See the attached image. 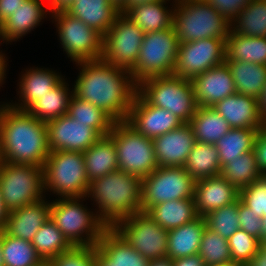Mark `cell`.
Instances as JSON below:
<instances>
[{
    "label": "cell",
    "instance_id": "32",
    "mask_svg": "<svg viewBox=\"0 0 266 266\" xmlns=\"http://www.w3.org/2000/svg\"><path fill=\"white\" fill-rule=\"evenodd\" d=\"M193 130L195 141L215 144L231 127L212 107L198 106L188 123Z\"/></svg>",
    "mask_w": 266,
    "mask_h": 266
},
{
    "label": "cell",
    "instance_id": "49",
    "mask_svg": "<svg viewBox=\"0 0 266 266\" xmlns=\"http://www.w3.org/2000/svg\"><path fill=\"white\" fill-rule=\"evenodd\" d=\"M253 152L258 170L266 175V133L263 130H259L256 135Z\"/></svg>",
    "mask_w": 266,
    "mask_h": 266
},
{
    "label": "cell",
    "instance_id": "51",
    "mask_svg": "<svg viewBox=\"0 0 266 266\" xmlns=\"http://www.w3.org/2000/svg\"><path fill=\"white\" fill-rule=\"evenodd\" d=\"M173 266H206L199 254L172 260Z\"/></svg>",
    "mask_w": 266,
    "mask_h": 266
},
{
    "label": "cell",
    "instance_id": "10",
    "mask_svg": "<svg viewBox=\"0 0 266 266\" xmlns=\"http://www.w3.org/2000/svg\"><path fill=\"white\" fill-rule=\"evenodd\" d=\"M108 135L116 147L119 170L143 179L158 167L152 139L126 121L115 122Z\"/></svg>",
    "mask_w": 266,
    "mask_h": 266
},
{
    "label": "cell",
    "instance_id": "3",
    "mask_svg": "<svg viewBox=\"0 0 266 266\" xmlns=\"http://www.w3.org/2000/svg\"><path fill=\"white\" fill-rule=\"evenodd\" d=\"M141 191L142 179L116 170L89 182L85 197L91 200L97 215L112 227L125 217L142 211Z\"/></svg>",
    "mask_w": 266,
    "mask_h": 266
},
{
    "label": "cell",
    "instance_id": "4",
    "mask_svg": "<svg viewBox=\"0 0 266 266\" xmlns=\"http://www.w3.org/2000/svg\"><path fill=\"white\" fill-rule=\"evenodd\" d=\"M50 218L73 246H96L109 228L87 198H50ZM86 202V204H84Z\"/></svg>",
    "mask_w": 266,
    "mask_h": 266
},
{
    "label": "cell",
    "instance_id": "61",
    "mask_svg": "<svg viewBox=\"0 0 266 266\" xmlns=\"http://www.w3.org/2000/svg\"><path fill=\"white\" fill-rule=\"evenodd\" d=\"M119 12L126 6L128 0H108Z\"/></svg>",
    "mask_w": 266,
    "mask_h": 266
},
{
    "label": "cell",
    "instance_id": "9",
    "mask_svg": "<svg viewBox=\"0 0 266 266\" xmlns=\"http://www.w3.org/2000/svg\"><path fill=\"white\" fill-rule=\"evenodd\" d=\"M59 45L73 64L101 59L103 36L65 10L51 13Z\"/></svg>",
    "mask_w": 266,
    "mask_h": 266
},
{
    "label": "cell",
    "instance_id": "53",
    "mask_svg": "<svg viewBox=\"0 0 266 266\" xmlns=\"http://www.w3.org/2000/svg\"><path fill=\"white\" fill-rule=\"evenodd\" d=\"M51 13L66 10L75 0H47Z\"/></svg>",
    "mask_w": 266,
    "mask_h": 266
},
{
    "label": "cell",
    "instance_id": "22",
    "mask_svg": "<svg viewBox=\"0 0 266 266\" xmlns=\"http://www.w3.org/2000/svg\"><path fill=\"white\" fill-rule=\"evenodd\" d=\"M193 198L198 216L204 217L235 202L239 198V190L220 174L195 181Z\"/></svg>",
    "mask_w": 266,
    "mask_h": 266
},
{
    "label": "cell",
    "instance_id": "58",
    "mask_svg": "<svg viewBox=\"0 0 266 266\" xmlns=\"http://www.w3.org/2000/svg\"><path fill=\"white\" fill-rule=\"evenodd\" d=\"M95 266H113V264L97 249L95 252Z\"/></svg>",
    "mask_w": 266,
    "mask_h": 266
},
{
    "label": "cell",
    "instance_id": "17",
    "mask_svg": "<svg viewBox=\"0 0 266 266\" xmlns=\"http://www.w3.org/2000/svg\"><path fill=\"white\" fill-rule=\"evenodd\" d=\"M126 122L150 139L179 128L183 122L170 111L151 105L138 91Z\"/></svg>",
    "mask_w": 266,
    "mask_h": 266
},
{
    "label": "cell",
    "instance_id": "38",
    "mask_svg": "<svg viewBox=\"0 0 266 266\" xmlns=\"http://www.w3.org/2000/svg\"><path fill=\"white\" fill-rule=\"evenodd\" d=\"M31 243L42 260L46 261L73 247L51 218L39 228Z\"/></svg>",
    "mask_w": 266,
    "mask_h": 266
},
{
    "label": "cell",
    "instance_id": "31",
    "mask_svg": "<svg viewBox=\"0 0 266 266\" xmlns=\"http://www.w3.org/2000/svg\"><path fill=\"white\" fill-rule=\"evenodd\" d=\"M146 213L167 231L198 218L194 198L171 200L152 206Z\"/></svg>",
    "mask_w": 266,
    "mask_h": 266
},
{
    "label": "cell",
    "instance_id": "27",
    "mask_svg": "<svg viewBox=\"0 0 266 266\" xmlns=\"http://www.w3.org/2000/svg\"><path fill=\"white\" fill-rule=\"evenodd\" d=\"M206 227L204 217L168 231L167 257L174 260L198 254L202 233Z\"/></svg>",
    "mask_w": 266,
    "mask_h": 266
},
{
    "label": "cell",
    "instance_id": "33",
    "mask_svg": "<svg viewBox=\"0 0 266 266\" xmlns=\"http://www.w3.org/2000/svg\"><path fill=\"white\" fill-rule=\"evenodd\" d=\"M230 68L236 92L258 99L266 84V65L225 61Z\"/></svg>",
    "mask_w": 266,
    "mask_h": 266
},
{
    "label": "cell",
    "instance_id": "64",
    "mask_svg": "<svg viewBox=\"0 0 266 266\" xmlns=\"http://www.w3.org/2000/svg\"><path fill=\"white\" fill-rule=\"evenodd\" d=\"M0 266H4V259L2 256V246H1V231H0Z\"/></svg>",
    "mask_w": 266,
    "mask_h": 266
},
{
    "label": "cell",
    "instance_id": "65",
    "mask_svg": "<svg viewBox=\"0 0 266 266\" xmlns=\"http://www.w3.org/2000/svg\"><path fill=\"white\" fill-rule=\"evenodd\" d=\"M260 249L266 253V241H259Z\"/></svg>",
    "mask_w": 266,
    "mask_h": 266
},
{
    "label": "cell",
    "instance_id": "47",
    "mask_svg": "<svg viewBox=\"0 0 266 266\" xmlns=\"http://www.w3.org/2000/svg\"><path fill=\"white\" fill-rule=\"evenodd\" d=\"M238 216L240 229L245 230L260 241L262 232L261 217L257 216L240 198L238 203Z\"/></svg>",
    "mask_w": 266,
    "mask_h": 266
},
{
    "label": "cell",
    "instance_id": "35",
    "mask_svg": "<svg viewBox=\"0 0 266 266\" xmlns=\"http://www.w3.org/2000/svg\"><path fill=\"white\" fill-rule=\"evenodd\" d=\"M225 61L266 65V37H247L231 31L226 38Z\"/></svg>",
    "mask_w": 266,
    "mask_h": 266
},
{
    "label": "cell",
    "instance_id": "18",
    "mask_svg": "<svg viewBox=\"0 0 266 266\" xmlns=\"http://www.w3.org/2000/svg\"><path fill=\"white\" fill-rule=\"evenodd\" d=\"M53 69L36 65L23 68L16 81V101L10 98L11 106L27 111L37 100L49 93L65 77L59 69Z\"/></svg>",
    "mask_w": 266,
    "mask_h": 266
},
{
    "label": "cell",
    "instance_id": "11",
    "mask_svg": "<svg viewBox=\"0 0 266 266\" xmlns=\"http://www.w3.org/2000/svg\"><path fill=\"white\" fill-rule=\"evenodd\" d=\"M0 191L9 212L41 200L46 197L43 167L1 162Z\"/></svg>",
    "mask_w": 266,
    "mask_h": 266
},
{
    "label": "cell",
    "instance_id": "16",
    "mask_svg": "<svg viewBox=\"0 0 266 266\" xmlns=\"http://www.w3.org/2000/svg\"><path fill=\"white\" fill-rule=\"evenodd\" d=\"M47 129L50 151L85 152L101 137L95 129L68 114L48 121Z\"/></svg>",
    "mask_w": 266,
    "mask_h": 266
},
{
    "label": "cell",
    "instance_id": "48",
    "mask_svg": "<svg viewBox=\"0 0 266 266\" xmlns=\"http://www.w3.org/2000/svg\"><path fill=\"white\" fill-rule=\"evenodd\" d=\"M222 16H225L230 22L246 8L252 0H206Z\"/></svg>",
    "mask_w": 266,
    "mask_h": 266
},
{
    "label": "cell",
    "instance_id": "24",
    "mask_svg": "<svg viewBox=\"0 0 266 266\" xmlns=\"http://www.w3.org/2000/svg\"><path fill=\"white\" fill-rule=\"evenodd\" d=\"M231 128H252L262 130L263 119L258 110L257 99L234 93L212 106Z\"/></svg>",
    "mask_w": 266,
    "mask_h": 266
},
{
    "label": "cell",
    "instance_id": "66",
    "mask_svg": "<svg viewBox=\"0 0 266 266\" xmlns=\"http://www.w3.org/2000/svg\"><path fill=\"white\" fill-rule=\"evenodd\" d=\"M36 266H49L46 260H43L41 263L37 264Z\"/></svg>",
    "mask_w": 266,
    "mask_h": 266
},
{
    "label": "cell",
    "instance_id": "45",
    "mask_svg": "<svg viewBox=\"0 0 266 266\" xmlns=\"http://www.w3.org/2000/svg\"><path fill=\"white\" fill-rule=\"evenodd\" d=\"M240 200L259 217L266 216V175L239 190Z\"/></svg>",
    "mask_w": 266,
    "mask_h": 266
},
{
    "label": "cell",
    "instance_id": "67",
    "mask_svg": "<svg viewBox=\"0 0 266 266\" xmlns=\"http://www.w3.org/2000/svg\"><path fill=\"white\" fill-rule=\"evenodd\" d=\"M262 130L266 133V118L263 119Z\"/></svg>",
    "mask_w": 266,
    "mask_h": 266
},
{
    "label": "cell",
    "instance_id": "43",
    "mask_svg": "<svg viewBox=\"0 0 266 266\" xmlns=\"http://www.w3.org/2000/svg\"><path fill=\"white\" fill-rule=\"evenodd\" d=\"M239 198L220 209L209 212L204 216L206 226L223 238L228 239L240 229L238 216Z\"/></svg>",
    "mask_w": 266,
    "mask_h": 266
},
{
    "label": "cell",
    "instance_id": "12",
    "mask_svg": "<svg viewBox=\"0 0 266 266\" xmlns=\"http://www.w3.org/2000/svg\"><path fill=\"white\" fill-rule=\"evenodd\" d=\"M195 180L184 167H157L142 179L141 207L147 212L161 202L193 198Z\"/></svg>",
    "mask_w": 266,
    "mask_h": 266
},
{
    "label": "cell",
    "instance_id": "8",
    "mask_svg": "<svg viewBox=\"0 0 266 266\" xmlns=\"http://www.w3.org/2000/svg\"><path fill=\"white\" fill-rule=\"evenodd\" d=\"M179 40L174 27L145 33L135 65L129 70L139 84L148 77L171 75L177 61Z\"/></svg>",
    "mask_w": 266,
    "mask_h": 266
},
{
    "label": "cell",
    "instance_id": "44",
    "mask_svg": "<svg viewBox=\"0 0 266 266\" xmlns=\"http://www.w3.org/2000/svg\"><path fill=\"white\" fill-rule=\"evenodd\" d=\"M227 240L232 262L249 264L260 249L259 240L242 229L237 230Z\"/></svg>",
    "mask_w": 266,
    "mask_h": 266
},
{
    "label": "cell",
    "instance_id": "26",
    "mask_svg": "<svg viewBox=\"0 0 266 266\" xmlns=\"http://www.w3.org/2000/svg\"><path fill=\"white\" fill-rule=\"evenodd\" d=\"M102 36L115 22L120 12L108 0H75L65 10Z\"/></svg>",
    "mask_w": 266,
    "mask_h": 266
},
{
    "label": "cell",
    "instance_id": "15",
    "mask_svg": "<svg viewBox=\"0 0 266 266\" xmlns=\"http://www.w3.org/2000/svg\"><path fill=\"white\" fill-rule=\"evenodd\" d=\"M226 59V38L179 43L173 75L192 80Z\"/></svg>",
    "mask_w": 266,
    "mask_h": 266
},
{
    "label": "cell",
    "instance_id": "6",
    "mask_svg": "<svg viewBox=\"0 0 266 266\" xmlns=\"http://www.w3.org/2000/svg\"><path fill=\"white\" fill-rule=\"evenodd\" d=\"M43 178L45 196L49 199L53 195L55 199L86 196L89 181L83 152L50 151L43 166Z\"/></svg>",
    "mask_w": 266,
    "mask_h": 266
},
{
    "label": "cell",
    "instance_id": "55",
    "mask_svg": "<svg viewBox=\"0 0 266 266\" xmlns=\"http://www.w3.org/2000/svg\"><path fill=\"white\" fill-rule=\"evenodd\" d=\"M8 215L9 211L5 208L0 191V231L4 230Z\"/></svg>",
    "mask_w": 266,
    "mask_h": 266
},
{
    "label": "cell",
    "instance_id": "7",
    "mask_svg": "<svg viewBox=\"0 0 266 266\" xmlns=\"http://www.w3.org/2000/svg\"><path fill=\"white\" fill-rule=\"evenodd\" d=\"M138 92L151 105L170 111L183 123H189L198 108L191 80L173 74L142 80Z\"/></svg>",
    "mask_w": 266,
    "mask_h": 266
},
{
    "label": "cell",
    "instance_id": "57",
    "mask_svg": "<svg viewBox=\"0 0 266 266\" xmlns=\"http://www.w3.org/2000/svg\"><path fill=\"white\" fill-rule=\"evenodd\" d=\"M155 1H161V0H128L126 6L120 11V13L125 14L130 8L136 5H144Z\"/></svg>",
    "mask_w": 266,
    "mask_h": 266
},
{
    "label": "cell",
    "instance_id": "46",
    "mask_svg": "<svg viewBox=\"0 0 266 266\" xmlns=\"http://www.w3.org/2000/svg\"><path fill=\"white\" fill-rule=\"evenodd\" d=\"M96 246H73L48 260L49 266H95Z\"/></svg>",
    "mask_w": 266,
    "mask_h": 266
},
{
    "label": "cell",
    "instance_id": "21",
    "mask_svg": "<svg viewBox=\"0 0 266 266\" xmlns=\"http://www.w3.org/2000/svg\"><path fill=\"white\" fill-rule=\"evenodd\" d=\"M198 106L212 107L236 93L234 80L226 62L214 66L191 80Z\"/></svg>",
    "mask_w": 266,
    "mask_h": 266
},
{
    "label": "cell",
    "instance_id": "54",
    "mask_svg": "<svg viewBox=\"0 0 266 266\" xmlns=\"http://www.w3.org/2000/svg\"><path fill=\"white\" fill-rule=\"evenodd\" d=\"M258 110L262 119L266 118V84L257 99Z\"/></svg>",
    "mask_w": 266,
    "mask_h": 266
},
{
    "label": "cell",
    "instance_id": "13",
    "mask_svg": "<svg viewBox=\"0 0 266 266\" xmlns=\"http://www.w3.org/2000/svg\"><path fill=\"white\" fill-rule=\"evenodd\" d=\"M112 228L146 259L167 257L168 231L146 212L116 222Z\"/></svg>",
    "mask_w": 266,
    "mask_h": 266
},
{
    "label": "cell",
    "instance_id": "14",
    "mask_svg": "<svg viewBox=\"0 0 266 266\" xmlns=\"http://www.w3.org/2000/svg\"><path fill=\"white\" fill-rule=\"evenodd\" d=\"M144 35L129 17L120 13L103 35L101 59L130 70L138 59Z\"/></svg>",
    "mask_w": 266,
    "mask_h": 266
},
{
    "label": "cell",
    "instance_id": "40",
    "mask_svg": "<svg viewBox=\"0 0 266 266\" xmlns=\"http://www.w3.org/2000/svg\"><path fill=\"white\" fill-rule=\"evenodd\" d=\"M4 266H36L43 260L30 241L12 237L1 231Z\"/></svg>",
    "mask_w": 266,
    "mask_h": 266
},
{
    "label": "cell",
    "instance_id": "2",
    "mask_svg": "<svg viewBox=\"0 0 266 266\" xmlns=\"http://www.w3.org/2000/svg\"><path fill=\"white\" fill-rule=\"evenodd\" d=\"M49 153L47 123L10 106L0 127L1 161L43 167Z\"/></svg>",
    "mask_w": 266,
    "mask_h": 266
},
{
    "label": "cell",
    "instance_id": "50",
    "mask_svg": "<svg viewBox=\"0 0 266 266\" xmlns=\"http://www.w3.org/2000/svg\"><path fill=\"white\" fill-rule=\"evenodd\" d=\"M26 0H0V25Z\"/></svg>",
    "mask_w": 266,
    "mask_h": 266
},
{
    "label": "cell",
    "instance_id": "63",
    "mask_svg": "<svg viewBox=\"0 0 266 266\" xmlns=\"http://www.w3.org/2000/svg\"><path fill=\"white\" fill-rule=\"evenodd\" d=\"M214 266H244V265L240 263H236V262H229V263H224V264H219V265H214Z\"/></svg>",
    "mask_w": 266,
    "mask_h": 266
},
{
    "label": "cell",
    "instance_id": "20",
    "mask_svg": "<svg viewBox=\"0 0 266 266\" xmlns=\"http://www.w3.org/2000/svg\"><path fill=\"white\" fill-rule=\"evenodd\" d=\"M158 167H184L195 137L188 123L152 139Z\"/></svg>",
    "mask_w": 266,
    "mask_h": 266
},
{
    "label": "cell",
    "instance_id": "41",
    "mask_svg": "<svg viewBox=\"0 0 266 266\" xmlns=\"http://www.w3.org/2000/svg\"><path fill=\"white\" fill-rule=\"evenodd\" d=\"M220 174L238 190L249 186L262 176L257 168L253 150L225 164Z\"/></svg>",
    "mask_w": 266,
    "mask_h": 266
},
{
    "label": "cell",
    "instance_id": "36",
    "mask_svg": "<svg viewBox=\"0 0 266 266\" xmlns=\"http://www.w3.org/2000/svg\"><path fill=\"white\" fill-rule=\"evenodd\" d=\"M259 129L252 128H231L229 132L222 136L215 143L219 153L221 168L232 162L240 155L252 151L254 142Z\"/></svg>",
    "mask_w": 266,
    "mask_h": 266
},
{
    "label": "cell",
    "instance_id": "28",
    "mask_svg": "<svg viewBox=\"0 0 266 266\" xmlns=\"http://www.w3.org/2000/svg\"><path fill=\"white\" fill-rule=\"evenodd\" d=\"M88 181L119 170L116 147L109 136H101L88 150L83 152Z\"/></svg>",
    "mask_w": 266,
    "mask_h": 266
},
{
    "label": "cell",
    "instance_id": "25",
    "mask_svg": "<svg viewBox=\"0 0 266 266\" xmlns=\"http://www.w3.org/2000/svg\"><path fill=\"white\" fill-rule=\"evenodd\" d=\"M176 1L161 0L144 5H136L130 8L125 15L144 33L166 30L173 26Z\"/></svg>",
    "mask_w": 266,
    "mask_h": 266
},
{
    "label": "cell",
    "instance_id": "39",
    "mask_svg": "<svg viewBox=\"0 0 266 266\" xmlns=\"http://www.w3.org/2000/svg\"><path fill=\"white\" fill-rule=\"evenodd\" d=\"M67 114L76 122L86 123L101 136L108 135L115 124V121L106 112L74 95L70 99Z\"/></svg>",
    "mask_w": 266,
    "mask_h": 266
},
{
    "label": "cell",
    "instance_id": "62",
    "mask_svg": "<svg viewBox=\"0 0 266 266\" xmlns=\"http://www.w3.org/2000/svg\"><path fill=\"white\" fill-rule=\"evenodd\" d=\"M262 221V232L260 241H266V216L261 218Z\"/></svg>",
    "mask_w": 266,
    "mask_h": 266
},
{
    "label": "cell",
    "instance_id": "34",
    "mask_svg": "<svg viewBox=\"0 0 266 266\" xmlns=\"http://www.w3.org/2000/svg\"><path fill=\"white\" fill-rule=\"evenodd\" d=\"M184 169L195 181L220 175L221 163L215 144L195 142Z\"/></svg>",
    "mask_w": 266,
    "mask_h": 266
},
{
    "label": "cell",
    "instance_id": "60",
    "mask_svg": "<svg viewBox=\"0 0 266 266\" xmlns=\"http://www.w3.org/2000/svg\"><path fill=\"white\" fill-rule=\"evenodd\" d=\"M11 106V103L9 100L0 101V127L2 125V121L4 118V114L6 110Z\"/></svg>",
    "mask_w": 266,
    "mask_h": 266
},
{
    "label": "cell",
    "instance_id": "5",
    "mask_svg": "<svg viewBox=\"0 0 266 266\" xmlns=\"http://www.w3.org/2000/svg\"><path fill=\"white\" fill-rule=\"evenodd\" d=\"M173 27L179 43L227 38L231 32V22L206 0H177Z\"/></svg>",
    "mask_w": 266,
    "mask_h": 266
},
{
    "label": "cell",
    "instance_id": "30",
    "mask_svg": "<svg viewBox=\"0 0 266 266\" xmlns=\"http://www.w3.org/2000/svg\"><path fill=\"white\" fill-rule=\"evenodd\" d=\"M70 82L67 77H64L49 93L37 100L27 111L35 118L46 123L66 115L73 95L72 83Z\"/></svg>",
    "mask_w": 266,
    "mask_h": 266
},
{
    "label": "cell",
    "instance_id": "1",
    "mask_svg": "<svg viewBox=\"0 0 266 266\" xmlns=\"http://www.w3.org/2000/svg\"><path fill=\"white\" fill-rule=\"evenodd\" d=\"M78 75L73 95L106 112L115 122L126 121L138 91L129 70L103 59L75 63Z\"/></svg>",
    "mask_w": 266,
    "mask_h": 266
},
{
    "label": "cell",
    "instance_id": "23",
    "mask_svg": "<svg viewBox=\"0 0 266 266\" xmlns=\"http://www.w3.org/2000/svg\"><path fill=\"white\" fill-rule=\"evenodd\" d=\"M37 202L9 212L4 231L12 236L32 241L39 228L50 218L51 199Z\"/></svg>",
    "mask_w": 266,
    "mask_h": 266
},
{
    "label": "cell",
    "instance_id": "29",
    "mask_svg": "<svg viewBox=\"0 0 266 266\" xmlns=\"http://www.w3.org/2000/svg\"><path fill=\"white\" fill-rule=\"evenodd\" d=\"M113 266H149L146 259L133 249L112 227H109L96 245Z\"/></svg>",
    "mask_w": 266,
    "mask_h": 266
},
{
    "label": "cell",
    "instance_id": "52",
    "mask_svg": "<svg viewBox=\"0 0 266 266\" xmlns=\"http://www.w3.org/2000/svg\"><path fill=\"white\" fill-rule=\"evenodd\" d=\"M2 49V46L0 48V90L1 87H5L3 86L7 81L6 79L8 78L7 74H8V68H9V56L5 53L6 51Z\"/></svg>",
    "mask_w": 266,
    "mask_h": 266
},
{
    "label": "cell",
    "instance_id": "56",
    "mask_svg": "<svg viewBox=\"0 0 266 266\" xmlns=\"http://www.w3.org/2000/svg\"><path fill=\"white\" fill-rule=\"evenodd\" d=\"M249 264L251 266H266V253L259 249Z\"/></svg>",
    "mask_w": 266,
    "mask_h": 266
},
{
    "label": "cell",
    "instance_id": "59",
    "mask_svg": "<svg viewBox=\"0 0 266 266\" xmlns=\"http://www.w3.org/2000/svg\"><path fill=\"white\" fill-rule=\"evenodd\" d=\"M149 266H173L172 259L169 257L151 259Z\"/></svg>",
    "mask_w": 266,
    "mask_h": 266
},
{
    "label": "cell",
    "instance_id": "37",
    "mask_svg": "<svg viewBox=\"0 0 266 266\" xmlns=\"http://www.w3.org/2000/svg\"><path fill=\"white\" fill-rule=\"evenodd\" d=\"M231 31L247 37H266V0H252L231 21Z\"/></svg>",
    "mask_w": 266,
    "mask_h": 266
},
{
    "label": "cell",
    "instance_id": "19",
    "mask_svg": "<svg viewBox=\"0 0 266 266\" xmlns=\"http://www.w3.org/2000/svg\"><path fill=\"white\" fill-rule=\"evenodd\" d=\"M50 18L47 0H26L0 25V46L12 45L23 39Z\"/></svg>",
    "mask_w": 266,
    "mask_h": 266
},
{
    "label": "cell",
    "instance_id": "42",
    "mask_svg": "<svg viewBox=\"0 0 266 266\" xmlns=\"http://www.w3.org/2000/svg\"><path fill=\"white\" fill-rule=\"evenodd\" d=\"M206 266L232 262L228 240L205 227L198 252Z\"/></svg>",
    "mask_w": 266,
    "mask_h": 266
}]
</instances>
